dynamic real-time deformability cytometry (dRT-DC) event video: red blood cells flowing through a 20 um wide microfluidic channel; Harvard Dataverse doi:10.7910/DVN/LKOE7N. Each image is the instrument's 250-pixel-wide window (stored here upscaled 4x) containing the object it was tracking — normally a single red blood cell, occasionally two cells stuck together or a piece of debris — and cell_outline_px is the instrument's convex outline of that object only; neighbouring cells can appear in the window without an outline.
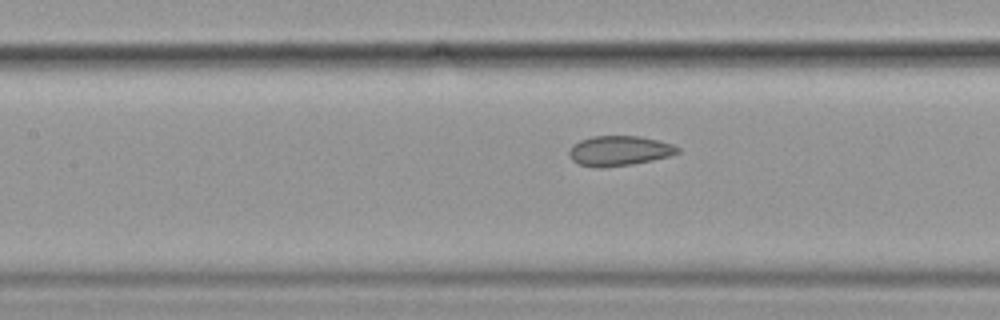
{"species": "common noctule bat (a hibernating species)", "species_latin": "Nyctalus noctula", "temperature_condition": "cold", "stored_images_in_passage": 24, "camera_frame_rate_fps": 3000, "um_per_image_px": 0.085, "animal": {"sex": "female", "body_mass_g": 19.9}, "frame": {"image": 1, "passage_image": 21, "time_ms": 6.667, "image_size_px": [1000, 320], "cell_outline_px": [[680, 152], [668, 156], [652, 160], [632, 164], [600, 168], [596, 168], [580, 164], [572, 160], [568, 156], [568, 152], [572, 144], [580, 140], [592, 136], [640, 136], [660, 140], [672, 144], [680, 148]], "centroid_in_image_um": [52.61, 12.81], "position_along_channel_um": 154.8, "area_um2": 19.07}}